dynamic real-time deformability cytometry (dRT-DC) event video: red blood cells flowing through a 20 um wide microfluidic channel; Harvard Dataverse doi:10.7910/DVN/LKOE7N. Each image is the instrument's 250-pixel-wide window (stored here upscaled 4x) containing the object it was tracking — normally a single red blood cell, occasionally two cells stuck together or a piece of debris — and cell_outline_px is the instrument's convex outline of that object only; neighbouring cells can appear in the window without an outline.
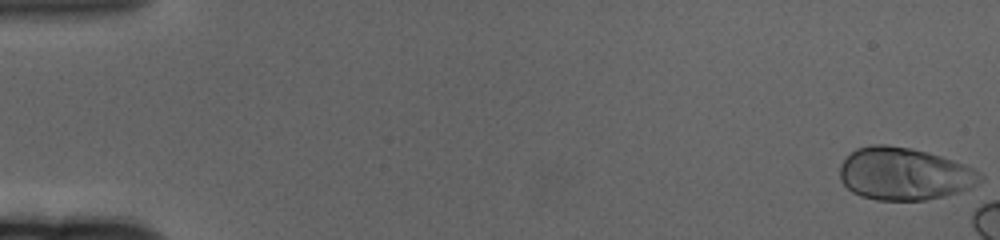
{"species": "human", "species_latin": "Homo sapiens", "temperature_condition": "cold", "stored_images_in_passage": 13, "camera_frame_rate_fps": 3000, "um_per_image_px": 0.085, "donor": {"sex": "female"}, "frame": {"image": 1, "passage_image": 1, "time_ms": 0.0, "image_size_px": [1000, 240], "cell_outline_px": [[984, 180], [968, 188], [944, 196], [924, 200], [876, 200], [860, 196], [852, 192], [840, 180], [840, 164], [856, 148], [872, 144], [884, 144], [912, 148], [940, 156], [964, 164], [972, 168], [984, 176]], "centroid_in_image_um": [76.84, 14.77], "position_along_channel_um": 8.2, "area_um2": 42.83}}